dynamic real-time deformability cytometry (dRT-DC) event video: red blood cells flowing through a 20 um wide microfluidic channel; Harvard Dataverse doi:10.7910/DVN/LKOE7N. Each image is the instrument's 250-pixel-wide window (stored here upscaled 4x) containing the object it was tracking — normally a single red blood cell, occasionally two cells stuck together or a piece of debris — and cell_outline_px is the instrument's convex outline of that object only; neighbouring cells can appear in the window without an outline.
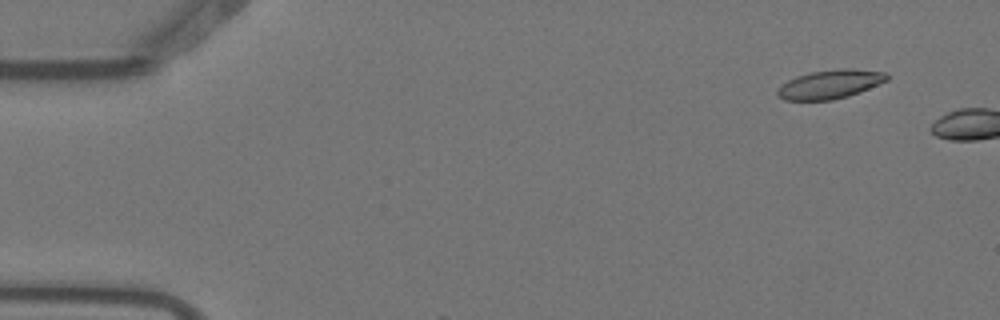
{"species": "Egyptian fruit bat (a non-hibernating species)", "species_latin": "Rousettus aegyptiacus", "temperature_condition": "warm", "stored_images_in_passage": 2, "camera_frame_rate_fps": 3000, "um_per_image_px": 0.085, "animal": {"sex": "female"}, "frame": {"image": 1, "passage_image": 1, "time_ms": 0.0, "image_size_px": [1000, 320], "cell_outline_px": [[888, 80], [848, 96], [832, 100], [784, 100], [776, 96], [776, 92], [788, 80], [796, 76], [812, 72], [840, 68], [848, 68], [884, 72], [888, 76]], "centroid_in_image_um": [70.53, 7.16], "position_along_channel_um": 14.5, "area_um2": 18.15}}